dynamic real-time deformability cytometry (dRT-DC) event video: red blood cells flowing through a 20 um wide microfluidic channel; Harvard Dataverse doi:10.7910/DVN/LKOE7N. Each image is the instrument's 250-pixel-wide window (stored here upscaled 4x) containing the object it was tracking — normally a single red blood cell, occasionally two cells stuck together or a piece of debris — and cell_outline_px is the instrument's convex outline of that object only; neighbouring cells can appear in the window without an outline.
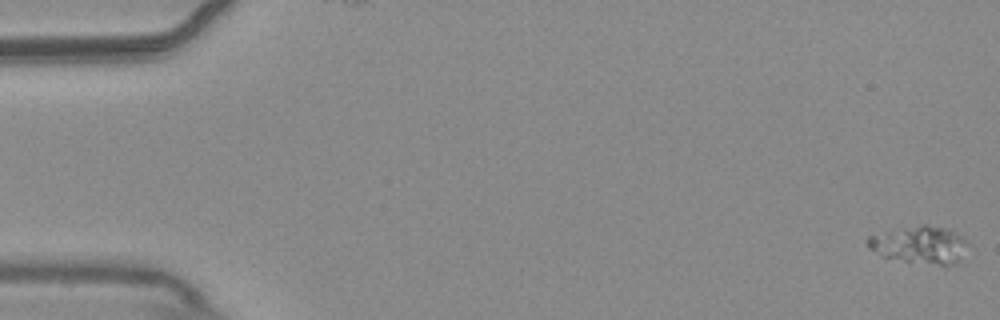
{"species": "common noctule bat (a hibernating species)", "species_latin": "Nyctalus noctula", "temperature_condition": "warm", "stored_images_in_passage": 12, "segment_of_instrument_passage": [1, 2], "camera_frame_rate_fps": 3000, "um_per_image_px": 0.085, "animal": {"sex": "male", "body_mass_g": 20.4}, "frame": {"image": 1, "passage_image": 1, "time_ms": 0.0, "image_size_px": [1000, 320], "cell_outline_px": [[964, 240], [960, 260], [952, 264], [940, 264], [904, 260], [880, 256], [868, 248], [868, 236], [924, 224], [944, 228], [960, 236]], "centroid_in_image_um": [78.1, 20.8], "position_along_channel_um": 6.9, "area_um2": 20.58}}